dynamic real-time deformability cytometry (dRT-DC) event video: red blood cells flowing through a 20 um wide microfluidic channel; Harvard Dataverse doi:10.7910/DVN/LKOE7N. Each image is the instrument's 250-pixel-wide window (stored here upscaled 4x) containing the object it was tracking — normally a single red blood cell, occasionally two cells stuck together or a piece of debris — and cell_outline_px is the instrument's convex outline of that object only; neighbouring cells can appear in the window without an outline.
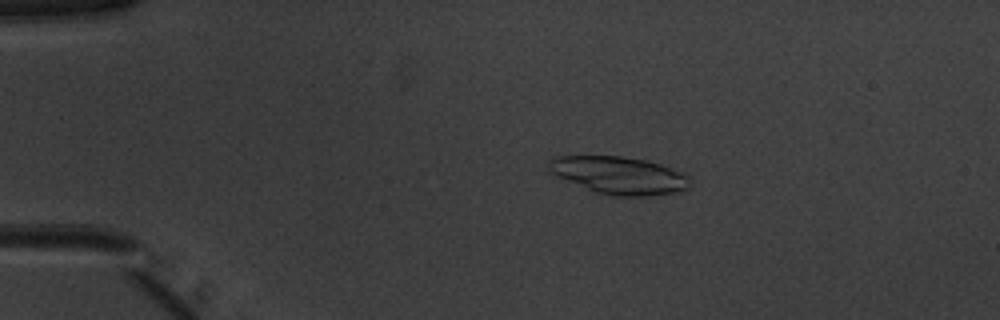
{"species": "common noctule bat (a hibernating species)", "species_latin": "Nyctalus noctula", "temperature_condition": "warm", "stored_images_in_passage": 50, "camera_frame_rate_fps": 3000, "um_per_image_px": 0.085, "animal": {"sex": "male", "body_mass_g": 20.1, "forearm_length_mm": 53.5}, "frame": {"image": 1, "passage_image": 10, "time_ms": 3.0, "image_size_px": [1000, 320], "cell_outline_px": [[692, 184], [688, 188], [680, 192], [648, 196], [612, 196], [596, 192], [560, 176], [552, 172], [548, 168], [548, 160], [552, 156], [620, 156], [648, 160], [660, 164], [680, 172], [688, 176], [692, 180]], "centroid_in_image_um": [52.69, 14.9], "position_along_channel_um": 32.3, "area_um2": 30.75}}
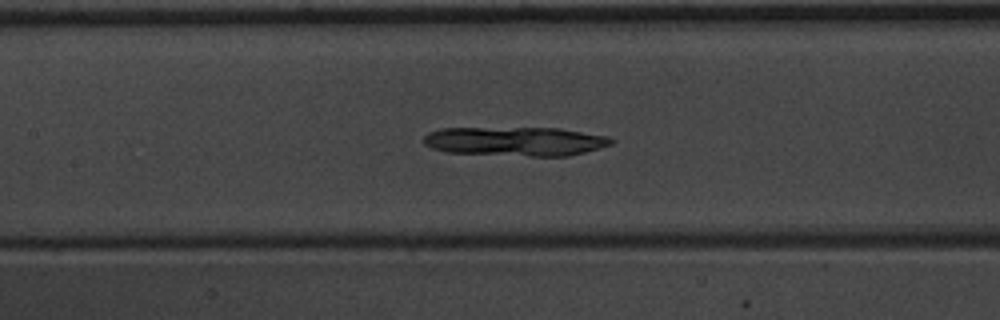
{"frame": {"image": 2, "passage_image": 24, "time_ms": 7.667, "image_size_px": [1000, 320], "cell_outline_px": [[612, 144], [600, 148], [568, 156], [532, 156], [444, 152], [432, 148], [424, 144], [424, 136], [428, 132], [440, 128], [560, 128], [608, 136], [612, 140]], "centroid_in_image_um": [43.79, 12.01], "position_along_channel_um": 163.6, "area_um2": 31.85}}
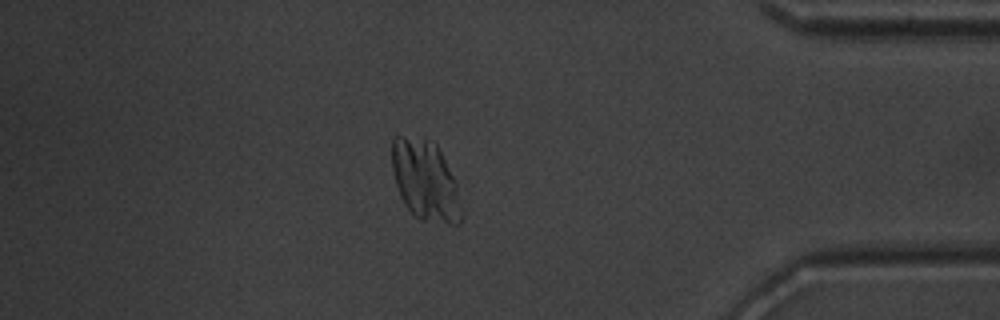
{"frame": {"image": 3, "passage_image": 44, "time_ms": 14.333, "image_size_px": [1000, 320], "cell_outline_px": [[464, 212], [460, 224], [448, 224], [420, 220], [404, 204], [400, 196], [396, 184], [392, 168], [392, 140], [396, 136], [404, 136], [424, 140], [436, 144], [456, 180]], "centroid_in_image_um": [36.19, 15.4], "position_along_channel_um": 399.0, "area_um2": 32.66}}